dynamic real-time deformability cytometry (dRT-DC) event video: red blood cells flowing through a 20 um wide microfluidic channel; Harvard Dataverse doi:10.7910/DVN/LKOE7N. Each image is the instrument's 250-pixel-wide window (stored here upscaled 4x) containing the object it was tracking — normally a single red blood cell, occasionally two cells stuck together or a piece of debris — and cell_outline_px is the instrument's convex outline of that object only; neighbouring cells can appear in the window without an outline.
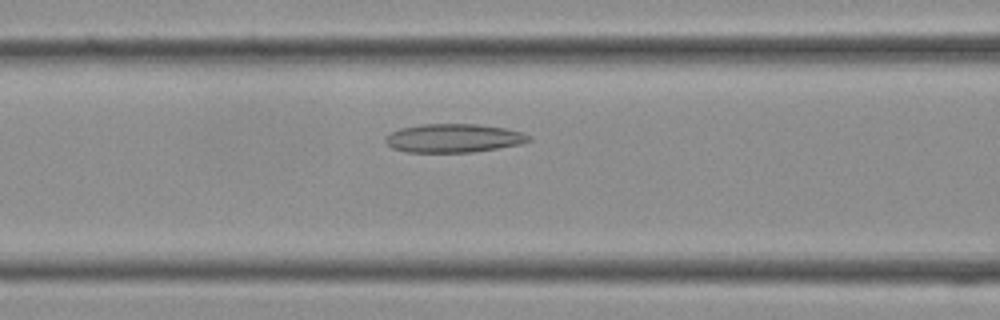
{"species": "Egyptian fruit bat (a non-hibernating species)", "species_latin": "Rousettus aegyptiacus", "temperature_condition": "cold", "stored_images_in_passage": 35, "camera_frame_rate_fps": 3000, "um_per_image_px": 0.085, "frame": {"image": 1, "passage_image": 13, "time_ms": 4.0, "image_size_px": [1000, 320], "cell_outline_px": [[532, 140], [520, 144], [472, 152], [404, 152], [392, 148], [384, 140], [384, 136], [400, 128], [420, 124], [476, 124], [504, 128], [524, 132], [532, 136]], "centroid_in_image_um": [38.55, 11.74], "position_along_channel_um": 128.1, "area_um2": 23.99}}
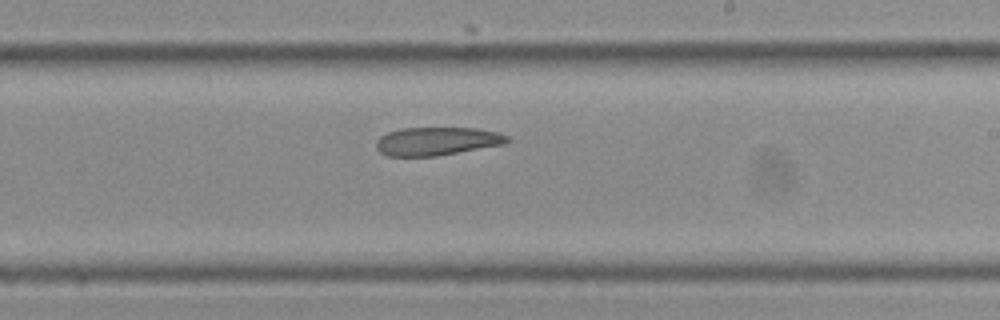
{"frame": {"image": 2, "passage_image": 20, "time_ms": 6.333, "image_size_px": [1000, 320], "cell_outline_px": [[508, 140], [504, 144], [436, 156], [388, 156], [380, 152], [376, 148], [376, 140], [380, 136], [388, 132], [400, 128], [476, 128], [500, 132], [508, 136]], "centroid_in_image_um": [37.11, 12.0], "position_along_channel_um": 251.9, "area_um2": 21.56}}
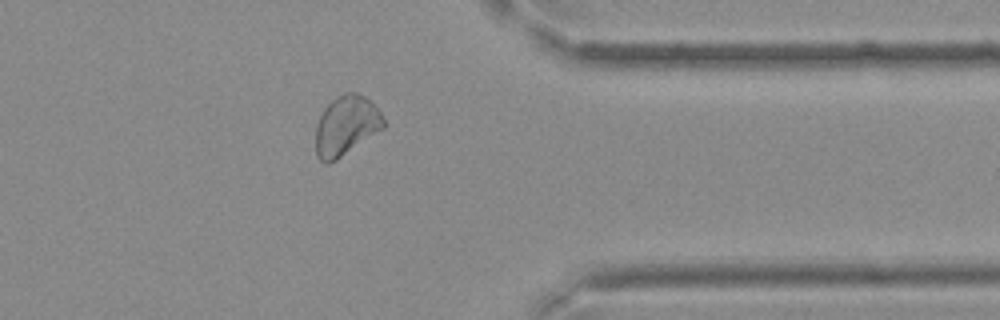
{"frame": {"image": 3, "passage_image": 28, "time_ms": 9.0, "image_size_px": [1000, 320], "cell_outline_px": [[384, 128], [336, 160], [328, 164], [324, 164], [316, 156], [316, 124], [324, 108], [336, 96], [344, 92], [356, 92], [364, 96], [380, 112], [384, 120]], "centroid_in_image_um": [29.39, 10.69], "position_along_channel_um": 382.0, "area_um2": 23.52}}